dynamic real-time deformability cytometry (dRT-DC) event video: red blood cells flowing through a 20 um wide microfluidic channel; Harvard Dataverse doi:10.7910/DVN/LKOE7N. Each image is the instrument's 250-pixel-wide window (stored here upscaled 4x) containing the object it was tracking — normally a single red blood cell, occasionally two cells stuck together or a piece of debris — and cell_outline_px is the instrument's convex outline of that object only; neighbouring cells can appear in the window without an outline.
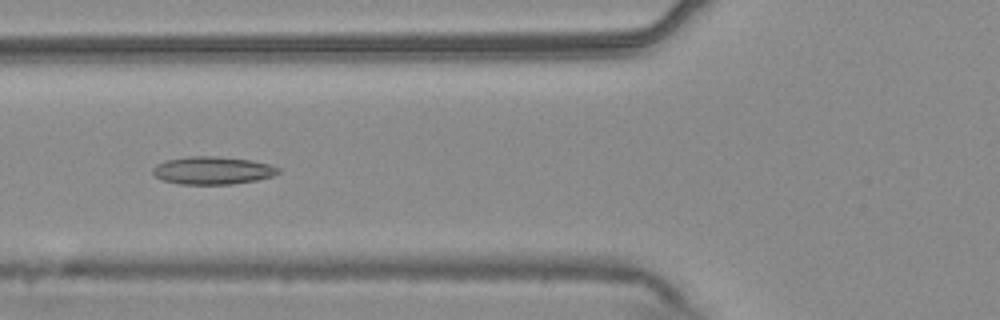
{"species": "common noctule bat (a hibernating species)", "species_latin": "Nyctalus noctula", "temperature_condition": "warm", "stored_images_in_passage": 55, "camera_frame_rate_fps": 3000, "um_per_image_px": 0.085, "animal": {"sex": "male", "body_mass_g": 20.4}, "frame": {"image": 1, "passage_image": 21, "time_ms": 6.667, "image_size_px": [1000, 320], "cell_outline_px": [[280, 172], [272, 176], [256, 180], [232, 184], [180, 184], [164, 180], [156, 176], [152, 172], [152, 168], [156, 164], [164, 160], [188, 156], [216, 156], [252, 160], [268, 164], [280, 168]], "centroid_in_image_um": [18.06, 14.48], "position_along_channel_um": 107.7, "area_um2": 20.35}}
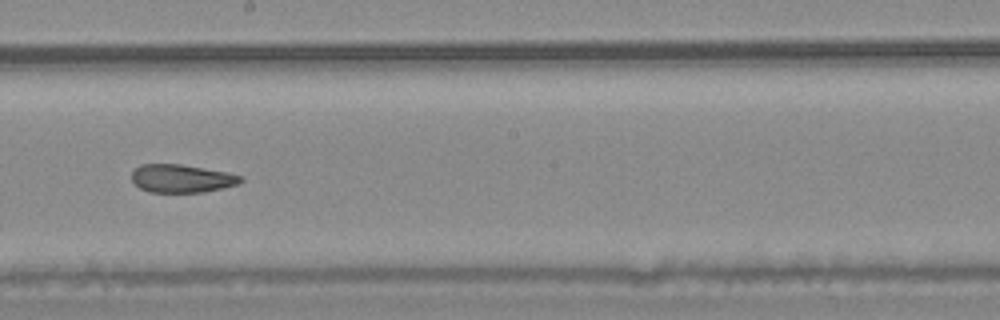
{"frame": {"image": 2, "passage_image": 31, "time_ms": 10.0, "image_size_px": [1000, 320], "cell_outline_px": [[244, 180], [236, 184], [204, 192], [148, 192], [140, 188], [132, 180], [132, 172], [140, 164], [180, 164], [228, 172], [244, 176]], "centroid_in_image_um": [15.44, 15.16], "position_along_channel_um": 232.8, "area_um2": 17.8}}
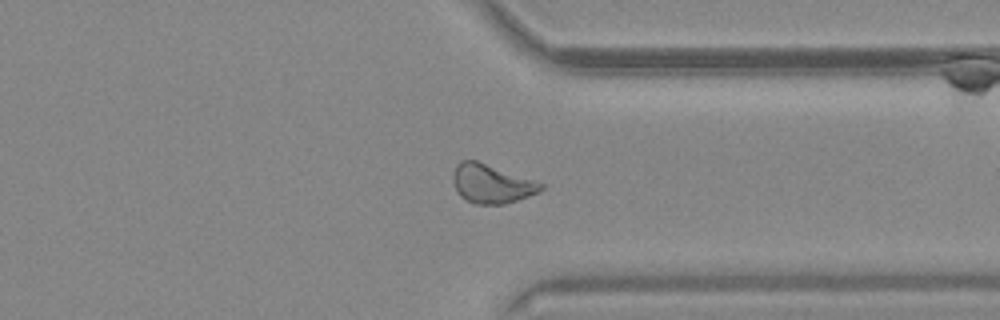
{"frame": {"image": 3, "passage_image": 42, "time_ms": 13.667, "image_size_px": [1000, 320], "cell_outline_px": [[544, 188], [528, 196], [504, 204], [476, 204], [460, 196], [452, 180], [452, 176], [456, 164], [460, 160], [476, 160], [544, 184]], "centroid_in_image_um": [41.73, 15.61], "position_along_channel_um": 369.7, "area_um2": 19.54}, "authors_computed_cell_mechanics": {"area_um2": 20.808, "velocity_mm_per_s": 3.7429, "shape_relaxation_time_tau1_ms": null, "shape_relaxation_time_tau2_ms": 1.7946, "deformation_change_tau1": null, "deformation_change_tau2": 0.0814}}